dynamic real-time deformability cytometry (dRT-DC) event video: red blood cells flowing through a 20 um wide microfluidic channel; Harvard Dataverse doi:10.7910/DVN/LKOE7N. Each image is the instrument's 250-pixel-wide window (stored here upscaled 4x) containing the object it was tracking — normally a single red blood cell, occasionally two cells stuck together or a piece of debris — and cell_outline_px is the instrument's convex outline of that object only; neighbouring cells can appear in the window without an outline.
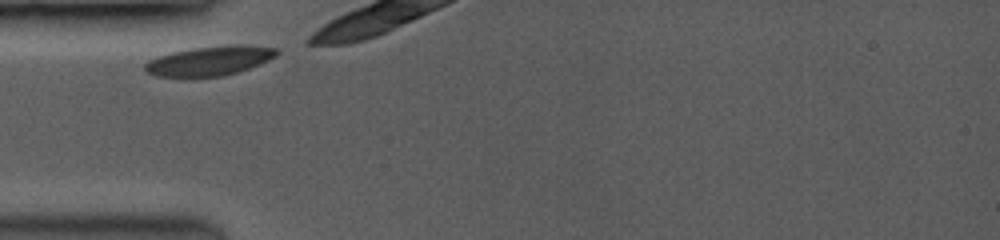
{"species": "common noctule bat (a hibernating species)", "species_latin": "Nyctalus noctula", "temperature_condition": "room temperature", "stored_images_in_passage": 3, "camera_frame_rate_fps": 3500, "um_per_image_px": 0.085, "animal": {"sex": "female", "body_mass_g": 19.0, "forearm_length_mm": 53.3}, "frame": {"image": 1, "passage_image": 1, "time_ms": 0.0, "image_size_px": [1000, 240], "cell_outline_px": [[280, 52], [276, 56], [260, 64], [236, 72], [220, 76], [156, 76], [144, 72], [144, 64], [148, 60], [156, 56], [172, 52], [192, 48], [228, 44], [240, 44], [280, 48]], "centroid_in_image_um": [17.82, 5.14], "position_along_channel_um": 67.2, "area_um2": 22.72}}